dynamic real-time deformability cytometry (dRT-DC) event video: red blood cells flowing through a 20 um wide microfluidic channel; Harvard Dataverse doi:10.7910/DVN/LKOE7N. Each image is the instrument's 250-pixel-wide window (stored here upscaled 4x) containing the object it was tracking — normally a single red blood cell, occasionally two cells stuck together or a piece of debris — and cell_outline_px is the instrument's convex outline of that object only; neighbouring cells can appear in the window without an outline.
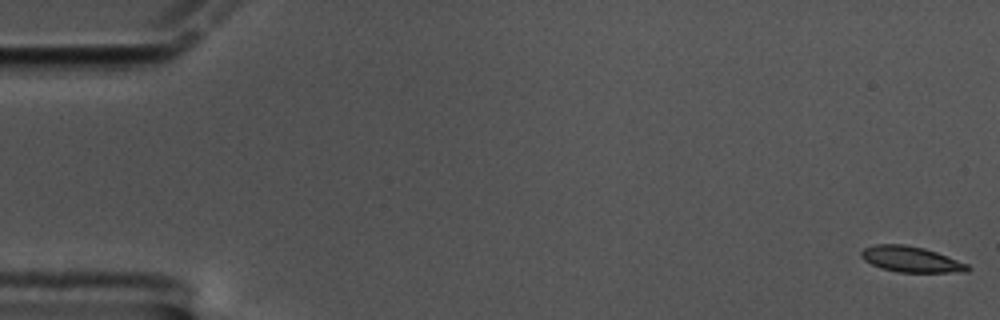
{"species": "common noctule bat (a hibernating species)", "species_latin": "Nyctalus noctula", "temperature_condition": "cold", "stored_images_in_passage": 61, "camera_frame_rate_fps": 3000, "um_per_image_px": 0.085, "animal": {"sex": "male", "body_mass_g": 17.5, "forearm_length_mm": 52.3}, "frame": {"image": 1, "passage_image": 1, "time_ms": 0.0, "image_size_px": [1000, 320], "cell_outline_px": [[972, 268], [968, 272], [896, 272], [880, 268], [864, 260], [860, 256], [860, 252], [864, 248], [876, 244], [904, 244], [924, 248], [936, 252], [968, 264]], "centroid_in_image_um": [77.43, 22.04], "position_along_channel_um": 7.6, "area_um2": 16.01}}
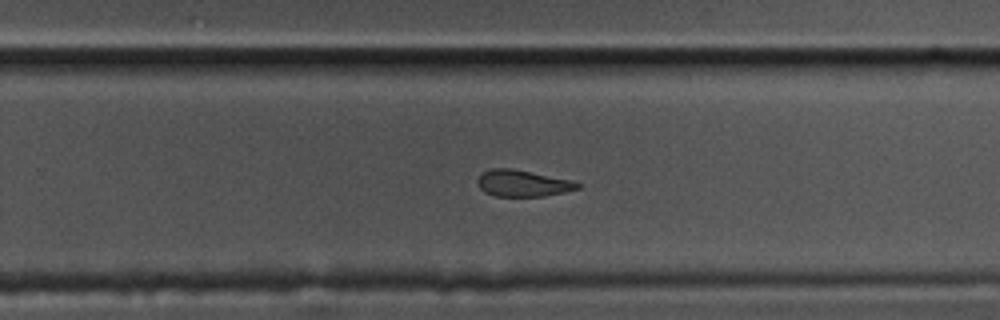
{"frame": {"image": 2, "passage_image": 39, "time_ms": 12.667, "image_size_px": [1000, 320], "cell_outline_px": [[580, 188], [564, 192], [544, 196], [496, 196], [484, 192], [476, 184], [476, 180], [484, 172], [492, 168], [512, 168], [572, 180], [580, 184]], "centroid_in_image_um": [44.42, 15.58], "position_along_channel_um": 285.4, "area_um2": 15.43}}
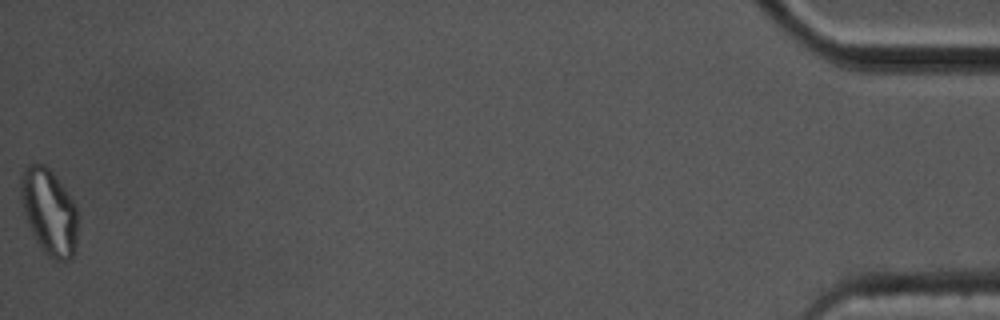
{"frame": {"image": 3, "passage_image": 61, "time_ms": 20.0, "image_size_px": [1000, 320], "cell_outline_px": [[76, 244], [72, 256], [68, 260], [56, 260], [44, 252], [36, 240], [28, 224], [24, 212], [20, 196], [20, 176], [24, 168], [28, 164], [44, 164], [56, 176], [72, 200], [76, 208]], "centroid_in_image_um": [4.14, 17.97], "position_along_channel_um": 431.1, "area_um2": 28.15}, "authors_computed_cell_mechanics": {"area_um2": 16.762, "velocity_mm_per_s": 3.3212, "shape_relaxation_time_tau1_ms": null, "shape_relaxation_time_tau2_ms": 5.4084, "deformation_change_tau1": null, "deformation_change_tau2": 0.1173}}